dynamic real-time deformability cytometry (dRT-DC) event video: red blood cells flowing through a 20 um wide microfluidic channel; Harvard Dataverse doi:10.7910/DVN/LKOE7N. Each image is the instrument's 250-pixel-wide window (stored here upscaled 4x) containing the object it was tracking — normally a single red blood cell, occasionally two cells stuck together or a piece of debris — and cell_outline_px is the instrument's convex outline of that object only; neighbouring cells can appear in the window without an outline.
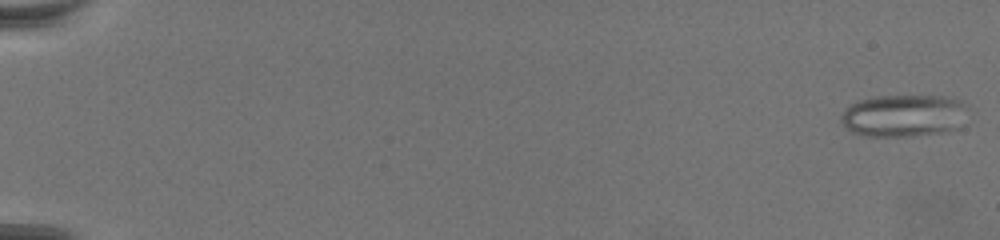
{"species": "common noctule bat (a hibernating species)", "species_latin": "Nyctalus noctula", "temperature_condition": "warm", "stored_images_in_passage": 72, "camera_frame_rate_fps": 3000, "um_per_image_px": 0.085, "animal": {"sex": "female", "body_mass_g": 19.5, "forearm_length_mm": 54.1}, "frame": {"image": 1, "passage_image": 2, "time_ms": 0.333, "image_size_px": [1000, 240], "cell_outline_px": [[968, 108], [960, 128], [948, 132], [912, 136], [864, 136], [852, 132], [840, 120], [840, 116], [856, 100], [876, 96], [944, 96], [960, 100]], "centroid_in_image_um": [76.86, 9.83], "position_along_channel_um": 8.1, "area_um2": 31.5}}
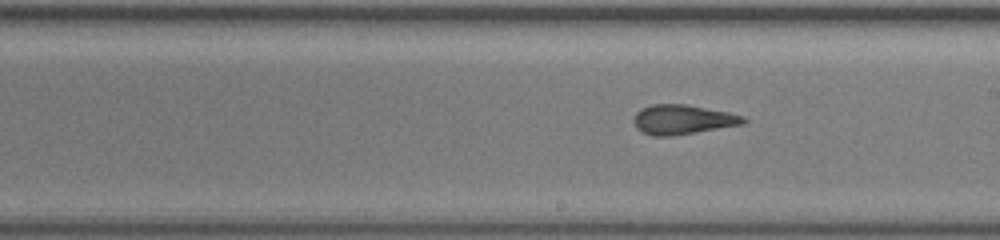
{"frame": {"image": 2, "passage_image": 44, "time_ms": 14.333, "image_size_px": [1000, 240], "cell_outline_px": [[748, 120], [744, 124], [672, 136], [652, 136], [636, 128], [632, 120], [636, 112], [640, 108], [652, 104], [684, 104], [728, 112], [744, 116]], "centroid_in_image_um": [58.0, 10.16], "position_along_channel_um": 231.0, "area_um2": 18.96}}
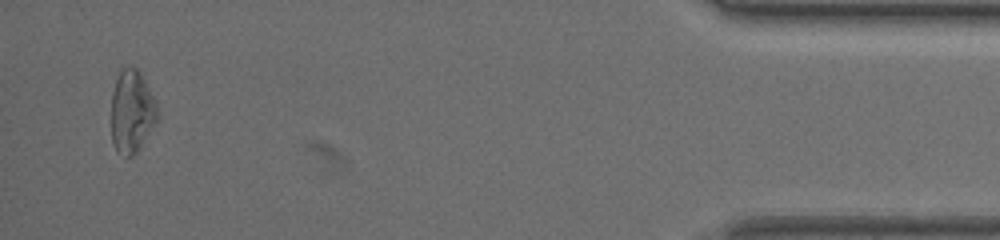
{"frame": {"image": 3, "passage_image": 70, "time_ms": 23.0, "image_size_px": [1000, 240], "cell_outline_px": [[156, 120], [136, 152], [132, 156], [124, 156], [116, 152], [112, 144], [112, 92], [116, 80], [120, 72], [124, 68], [136, 68], [140, 72], [156, 104]], "centroid_in_image_um": [11.16, 9.51], "position_along_channel_um": 424.0, "area_um2": 21.5}}